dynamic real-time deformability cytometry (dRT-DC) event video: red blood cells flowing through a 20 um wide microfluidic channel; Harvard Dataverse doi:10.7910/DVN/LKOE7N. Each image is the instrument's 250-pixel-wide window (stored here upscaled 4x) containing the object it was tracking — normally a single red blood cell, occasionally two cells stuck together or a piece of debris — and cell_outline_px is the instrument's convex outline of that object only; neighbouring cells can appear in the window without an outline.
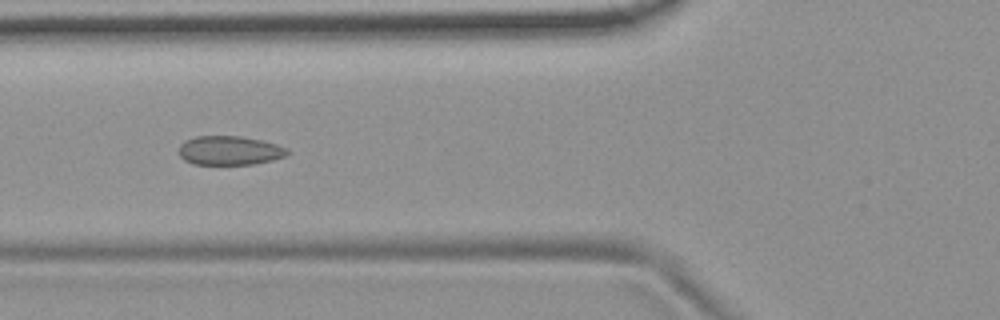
{"species": "common noctule bat (a hibernating species)", "species_latin": "Nyctalus noctula", "temperature_condition": "room temperature", "stored_images_in_passage": 9, "camera_frame_rate_fps": 3000, "um_per_image_px": 0.085, "animal": {"sex": "female", "body_mass_g": 19.9}, "frame": {"image": 1, "passage_image": 4, "time_ms": 1.0, "image_size_px": [1000, 320], "cell_outline_px": [[288, 152], [284, 156], [272, 160], [252, 164], [192, 164], [184, 160], [180, 156], [180, 144], [184, 140], [196, 136], [240, 136], [260, 140], [276, 144], [288, 148]], "centroid_in_image_um": [19.48, 12.79], "position_along_channel_um": 106.3, "area_um2": 18.26}}
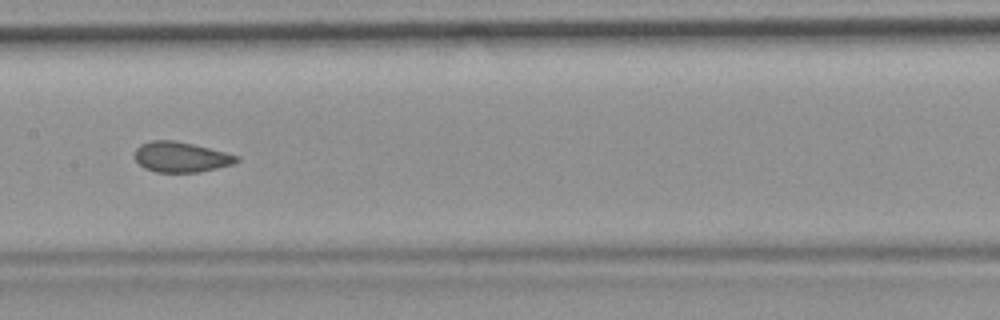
{"frame": {"image": 2, "passage_image": 6, "time_ms": 1.667, "image_size_px": [1000, 320], "cell_outline_px": [[240, 160], [232, 164], [200, 172], [156, 172], [144, 168], [132, 156], [136, 148], [140, 144], [152, 140], [176, 140], [240, 156]], "centroid_in_image_um": [15.34, 13.34], "position_along_channel_um": 192.1, "area_um2": 18.03}}
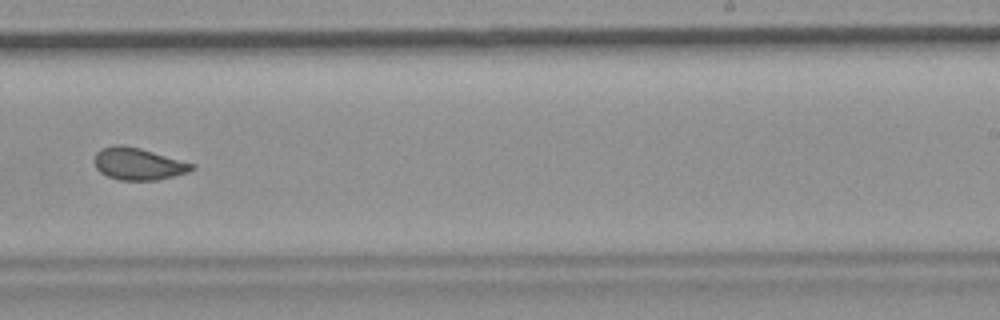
{"frame": {"image": 3, "passage_image": 8, "time_ms": 2.333, "image_size_px": [1000, 320], "cell_outline_px": [[196, 168], [188, 172], [156, 180], [120, 180], [108, 176], [100, 172], [96, 168], [92, 160], [96, 152], [100, 148], [116, 144], [124, 144], [140, 148], [196, 164]], "centroid_in_image_um": [11.72, 13.91], "position_along_channel_um": 277.3, "area_um2": 18.44}}